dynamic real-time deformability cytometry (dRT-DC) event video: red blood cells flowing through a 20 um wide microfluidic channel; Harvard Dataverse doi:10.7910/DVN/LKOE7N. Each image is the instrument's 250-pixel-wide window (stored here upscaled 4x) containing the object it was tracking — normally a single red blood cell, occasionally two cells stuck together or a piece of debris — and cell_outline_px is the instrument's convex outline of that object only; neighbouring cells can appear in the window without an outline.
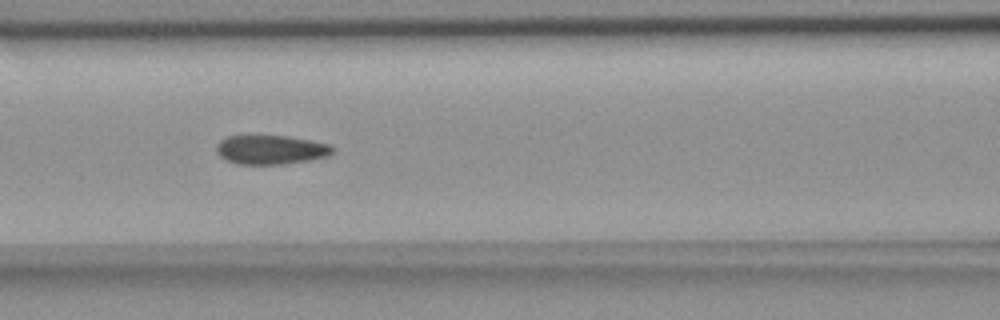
{"species": "common noctule bat (a hibernating species)", "species_latin": "Nyctalus noctula", "temperature_condition": "room temperature", "stored_images_in_passage": 15, "camera_frame_rate_fps": 3000, "um_per_image_px": 0.085, "animal": {"sex": "female", "body_mass_g": 18.4}, "frame": {"image": 1, "passage_image": 6, "time_ms": 5.667, "image_size_px": [1000, 320], "cell_outline_px": [[336, 148], [328, 156], [308, 160], [284, 164], [236, 164], [220, 156], [216, 152], [216, 144], [220, 140], [228, 136], [288, 136], [312, 140], [332, 144]], "centroid_in_image_um": [23.05, 12.72], "position_along_channel_um": 143.6, "area_um2": 19.83}}
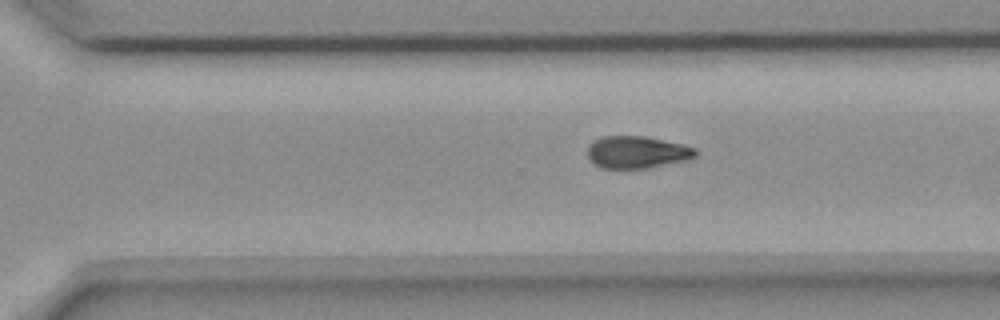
{"frame": {"image": 2, "passage_image": 11, "time_ms": 12.667, "image_size_px": [1000, 320], "cell_outline_px": [[696, 156], [688, 160], [648, 168], [600, 168], [588, 156], [588, 144], [592, 140], [600, 136], [644, 136], [680, 144], [696, 148]], "centroid_in_image_um": [54.12, 12.93], "position_along_channel_um": 316.5, "area_um2": 20.23}}
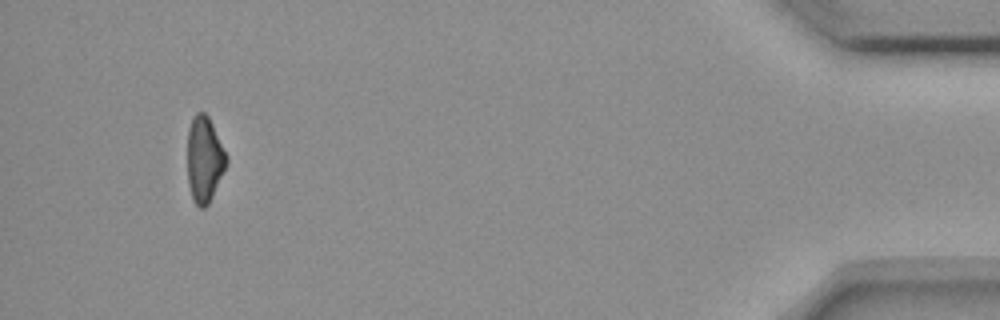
{"frame": {"image": 3, "passage_image": 15, "time_ms": 17.333, "image_size_px": [1000, 320], "cell_outline_px": [[228, 160], [212, 196], [208, 204], [204, 208], [200, 208], [192, 200], [188, 184], [188, 128], [196, 112], [204, 112], [208, 116], [228, 156]], "centroid_in_image_um": [17.36, 13.55], "position_along_channel_um": 417.8, "area_um2": 19.31}, "authors_computed_cell_mechanics": {"area_um2": 20.23, "velocity_mm_per_s": 3.703, "shape_relaxation_time_tau1_ms": 3.1183, "shape_relaxation_time_tau2_ms": 1.2776, "deformation_change_tau1": 0.0804, "deformation_change_tau2": 0.045}}